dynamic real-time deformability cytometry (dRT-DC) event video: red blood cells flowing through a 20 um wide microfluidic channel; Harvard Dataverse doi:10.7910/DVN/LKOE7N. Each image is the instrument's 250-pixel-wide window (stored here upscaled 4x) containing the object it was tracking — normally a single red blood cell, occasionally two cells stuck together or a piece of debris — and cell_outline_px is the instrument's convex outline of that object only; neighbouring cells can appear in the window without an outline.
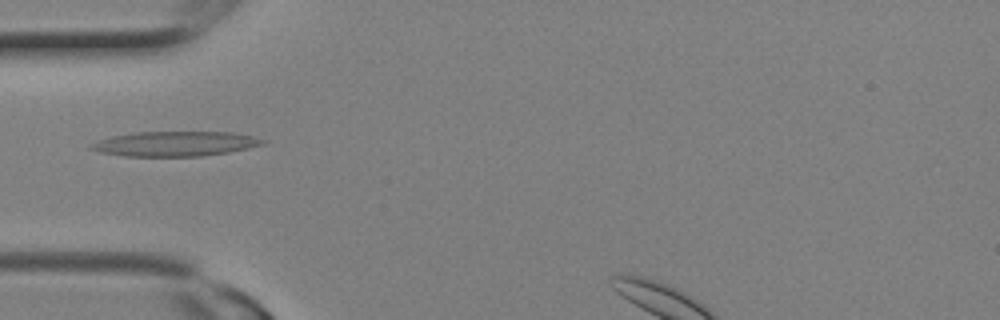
{"species": "Egyptian fruit bat (a non-hibernating species)", "species_latin": "Rousettus aegyptiacus", "temperature_condition": "room temperature", "stored_images_in_passage": 7, "camera_frame_rate_fps": 3000, "um_per_image_px": 0.085, "animal": {"sex": "female"}, "frame": {"image": 1, "passage_image": 6, "time_ms": 1.667, "image_size_px": [1000, 320], "cell_outline_px": [[268, 140], [264, 144], [248, 148], [228, 152], [200, 156], [124, 156], [100, 152], [88, 148], [88, 144], [112, 136], [136, 132], [228, 132], [252, 136]], "centroid_in_image_um": [14.87, 12.22], "position_along_channel_um": 70.1, "area_um2": 24.74}}